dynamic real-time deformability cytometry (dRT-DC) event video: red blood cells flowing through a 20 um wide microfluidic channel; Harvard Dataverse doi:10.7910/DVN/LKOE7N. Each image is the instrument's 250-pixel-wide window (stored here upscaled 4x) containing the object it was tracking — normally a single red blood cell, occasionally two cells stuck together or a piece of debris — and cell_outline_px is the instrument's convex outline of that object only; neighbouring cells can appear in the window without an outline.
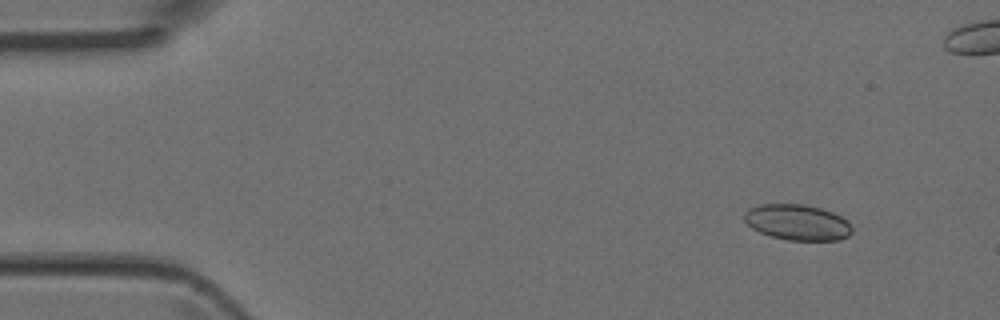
{"species": "Egyptian fruit bat (a non-hibernating species)", "species_latin": "Rousettus aegyptiacus", "temperature_condition": "room temperature", "stored_images_in_passage": 4, "camera_frame_rate_fps": 3000, "um_per_image_px": 0.085, "animal": {"sex": "female"}, "frame": {"image": 1, "passage_image": 1, "time_ms": 0.0, "image_size_px": [1000, 320], "cell_outline_px": [[852, 232], [848, 236], [840, 240], [788, 240], [772, 236], [760, 232], [752, 228], [744, 220], [744, 212], [748, 208], [760, 204], [804, 204], [820, 208], [832, 212], [848, 220], [852, 228]], "centroid_in_image_um": [67.78, 18.89], "position_along_channel_um": 17.2, "area_um2": 22.48}}